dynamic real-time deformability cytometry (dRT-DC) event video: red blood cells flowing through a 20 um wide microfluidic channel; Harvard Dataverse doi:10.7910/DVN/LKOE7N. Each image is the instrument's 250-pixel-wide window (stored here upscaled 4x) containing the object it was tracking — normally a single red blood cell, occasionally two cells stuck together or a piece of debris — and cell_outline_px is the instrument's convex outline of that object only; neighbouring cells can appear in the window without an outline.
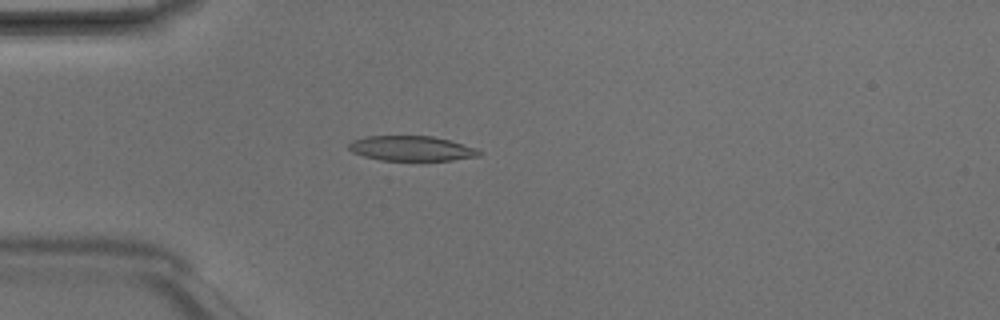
{"species": "Egyptian fruit bat (a non-hibernating species)", "species_latin": "Rousettus aegyptiacus", "temperature_condition": "room temperature", "stored_images_in_passage": 4, "camera_frame_rate_fps": 3000, "um_per_image_px": 0.085, "animal": {"sex": "male"}, "frame": {"image": 1, "passage_image": 4, "time_ms": 1.0, "image_size_px": [1000, 320], "cell_outline_px": [[484, 152], [480, 156], [452, 160], [380, 160], [364, 156], [352, 152], [348, 148], [348, 144], [352, 140], [368, 136], [432, 136], [448, 140], [476, 148]], "centroid_in_image_um": [34.98, 12.62], "position_along_channel_um": 50.0, "area_um2": 18.9}}